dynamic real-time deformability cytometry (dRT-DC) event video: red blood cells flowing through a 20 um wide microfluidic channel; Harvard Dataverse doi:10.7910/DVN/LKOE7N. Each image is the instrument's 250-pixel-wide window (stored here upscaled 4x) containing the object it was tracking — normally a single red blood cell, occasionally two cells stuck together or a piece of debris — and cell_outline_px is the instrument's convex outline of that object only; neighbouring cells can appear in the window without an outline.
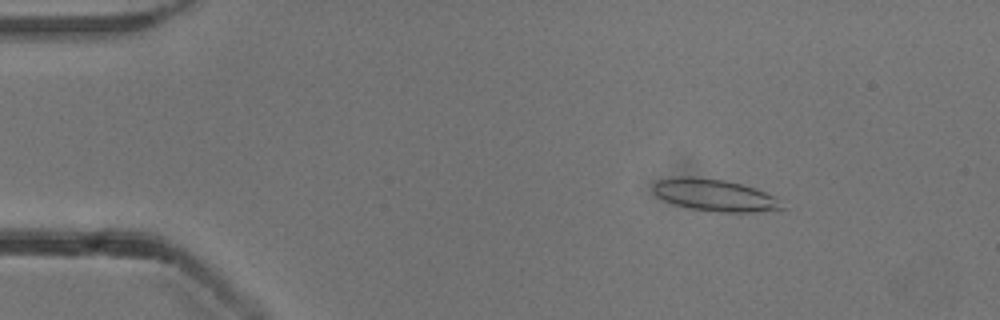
{"species": "common noctule bat (a hibernating species)", "species_latin": "Nyctalus noctula", "temperature_condition": "cold", "stored_images_in_passage": 53, "camera_frame_rate_fps": 3000, "um_per_image_px": 0.085, "animal": {"sex": "male", "body_mass_g": 13.3}, "frame": {"image": 1, "passage_image": 8, "time_ms": 2.333, "image_size_px": [1000, 320], "cell_outline_px": [[788, 208], [752, 212], [716, 212], [692, 208], [676, 204], [664, 200], [656, 196], [652, 188], [652, 184], [660, 180], [680, 176], [692, 176], [724, 180], [756, 188], [776, 196]], "centroid_in_image_um": [60.79, 16.59], "position_along_channel_um": 24.2, "area_um2": 24.04}}
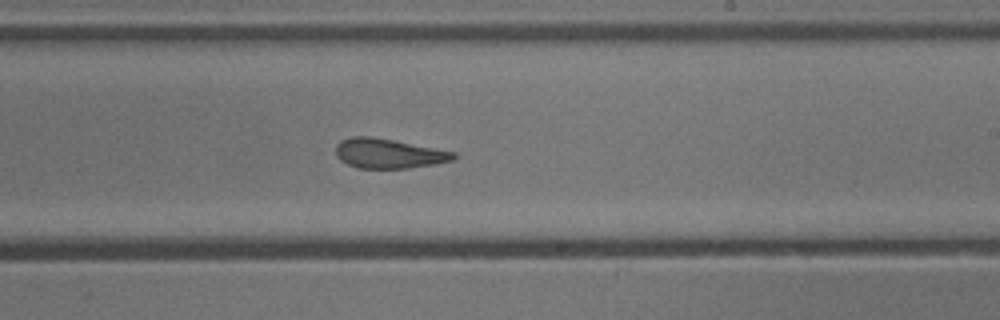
{"frame": {"image": 2, "passage_image": 32, "time_ms": 10.333, "image_size_px": [1000, 320], "cell_outline_px": [[456, 156], [452, 160], [436, 164], [408, 168], [360, 168], [348, 164], [340, 160], [336, 156], [336, 144], [340, 140], [348, 136], [368, 136], [392, 140], [456, 152]], "centroid_in_image_um": [32.99, 13.04], "position_along_channel_um": 256.0, "area_um2": 20.29}}
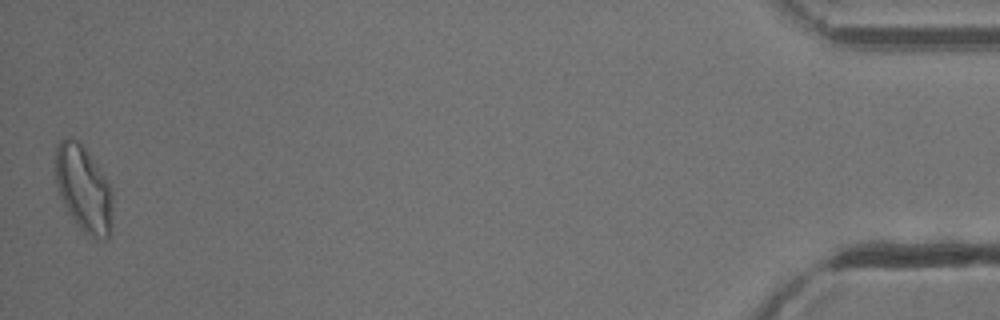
{"frame": {"image": 3, "passage_image": 53, "time_ms": 17.333, "image_size_px": [1000, 320], "cell_outline_px": [[112, 224], [108, 240], [96, 240], [84, 232], [76, 224], [68, 212], [60, 196], [56, 184], [56, 144], [64, 136], [72, 136], [84, 144], [104, 176], [112, 192]], "centroid_in_image_um": [7.11, 16.03], "position_along_channel_um": 428.1, "area_um2": 29.19}, "authors_computed_cell_mechanics": {"area_um2": 22.3108, "velocity_mm_per_s": 3.8403, "shape_relaxation_time_tau1_ms": 4.8673, "shape_relaxation_time_tau2_ms": 1.9287, "deformation_change_tau1": 0.1642, "deformation_change_tau2": 0.1142}}